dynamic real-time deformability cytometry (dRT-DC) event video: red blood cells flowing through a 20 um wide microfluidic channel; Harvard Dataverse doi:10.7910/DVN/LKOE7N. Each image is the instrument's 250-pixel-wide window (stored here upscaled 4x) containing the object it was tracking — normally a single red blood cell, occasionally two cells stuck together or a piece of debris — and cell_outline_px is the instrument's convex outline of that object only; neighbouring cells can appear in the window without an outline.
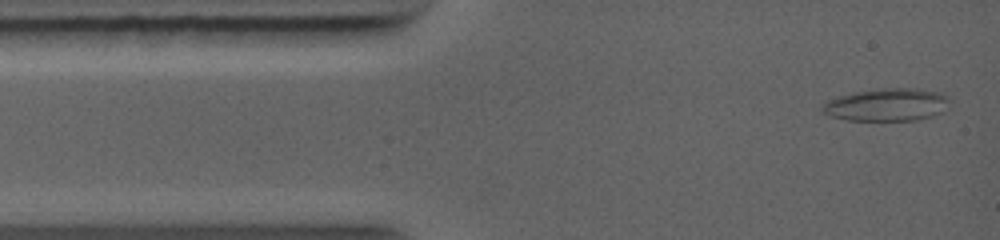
{"species": "common noctule bat (a hibernating species)", "species_latin": "Nyctalus noctula", "temperature_condition": "warm", "stored_images_in_passage": 42, "camera_frame_rate_fps": 5000, "um_per_image_px": 0.085, "animal": {"sex": "female", "body_mass_g": 19.0, "forearm_length_mm": 56.7}, "frame": {"image": 1, "passage_image": 1, "time_ms": 0.0, "image_size_px": [1000, 240], "cell_outline_px": [[952, 100], [944, 112], [932, 116], [916, 120], [848, 120], [832, 116], [820, 112], [820, 108], [828, 100], [840, 96], [856, 92], [888, 88], [912, 88], [936, 92], [948, 96]], "centroid_in_image_um": [75.42, 8.91], "position_along_channel_um": 9.6, "area_um2": 24.1}}
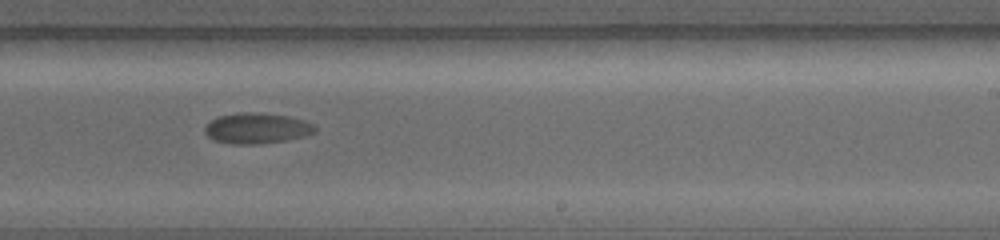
{"frame": {"image": 2, "passage_image": 21, "time_ms": 7.0, "image_size_px": [1000, 240], "cell_outline_px": [[316, 132], [304, 136], [288, 140], [256, 144], [232, 144], [212, 140], [204, 132], [204, 128], [216, 116], [236, 112], [252, 112], [288, 116], [304, 120], [312, 124], [316, 128]], "centroid_in_image_um": [21.8, 10.9], "position_along_channel_um": 267.2, "area_um2": 19.77}}
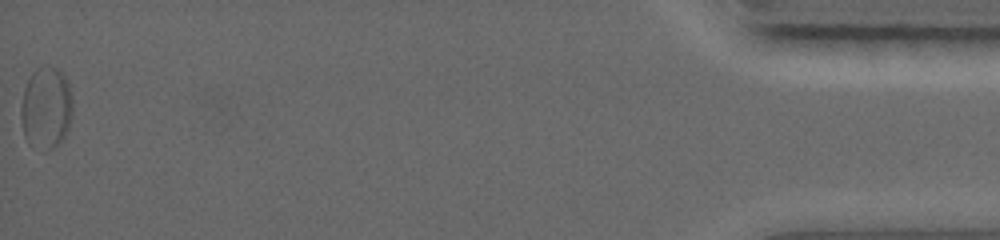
{"frame": {"image": 3, "passage_image": 42, "time_ms": 13.8, "image_size_px": [1000, 240], "cell_outline_px": [[72, 112], [68, 128], [64, 136], [48, 152], [44, 152], [28, 144], [24, 136], [20, 116], [20, 108], [24, 88], [32, 72], [36, 68], [56, 68], [68, 80], [72, 96]], "centroid_in_image_um": [3.9, 9.21], "position_along_channel_um": 431.3, "area_um2": 24.85}}